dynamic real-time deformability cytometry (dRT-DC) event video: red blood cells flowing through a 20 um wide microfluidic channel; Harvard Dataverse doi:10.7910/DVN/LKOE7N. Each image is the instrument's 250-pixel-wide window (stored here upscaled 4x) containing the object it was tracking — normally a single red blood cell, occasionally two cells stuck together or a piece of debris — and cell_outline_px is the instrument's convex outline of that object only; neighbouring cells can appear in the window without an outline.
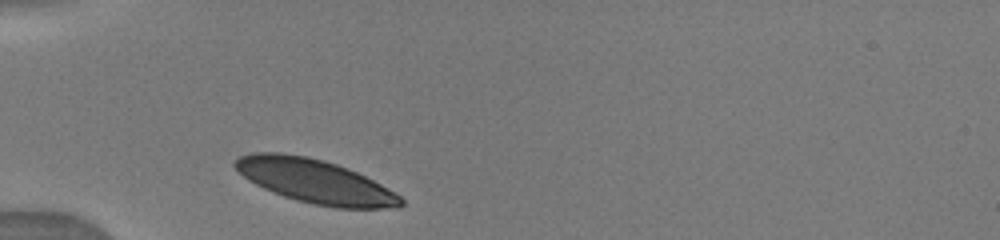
{"species": "human", "species_latin": "Homo sapiens", "temperature_condition": "warm", "stored_images_in_passage": 3, "camera_frame_rate_fps": 3000, "um_per_image_px": 0.085, "donor": {"sex": "male"}, "frame": {"image": 1, "passage_image": 1, "time_ms": 0.0, "image_size_px": [1000, 240], "cell_outline_px": [[404, 204], [384, 208], [336, 208], [296, 200], [284, 196], [264, 188], [248, 180], [232, 164], [240, 156], [252, 152], [280, 152], [308, 156], [324, 160], [348, 168], [380, 184], [400, 196], [404, 200]], "centroid_in_image_um": [26.75, 15.39], "position_along_channel_um": 58.3, "area_um2": 41.85}}